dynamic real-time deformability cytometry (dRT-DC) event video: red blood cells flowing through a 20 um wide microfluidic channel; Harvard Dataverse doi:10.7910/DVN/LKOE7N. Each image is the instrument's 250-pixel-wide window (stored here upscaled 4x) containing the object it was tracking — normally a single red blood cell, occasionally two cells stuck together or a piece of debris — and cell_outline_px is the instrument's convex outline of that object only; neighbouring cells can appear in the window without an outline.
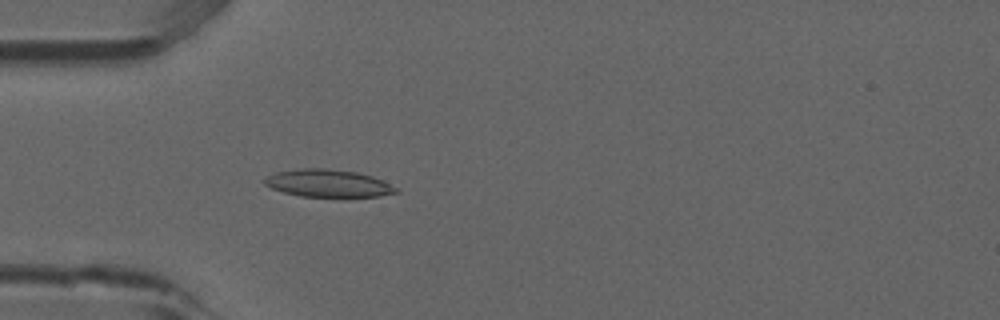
{"species": "common noctule bat (a hibernating species)", "species_latin": "Nyctalus noctula", "temperature_condition": "room temperature", "stored_images_in_passage": 53, "camera_frame_rate_fps": 3000, "um_per_image_px": 0.085, "animal": {"sex": "male", "forearm_length_mm": 52.5}, "frame": {"image": 1, "passage_image": 16, "time_ms": 5.0, "image_size_px": [1000, 320], "cell_outline_px": [[400, 192], [380, 196], [300, 196], [284, 192], [272, 188], [264, 184], [264, 180], [268, 176], [276, 172], [300, 168], [324, 168], [356, 172], [372, 176], [396, 188]], "centroid_in_image_um": [27.86, 15.57], "position_along_channel_um": 57.1, "area_um2": 20.69}}
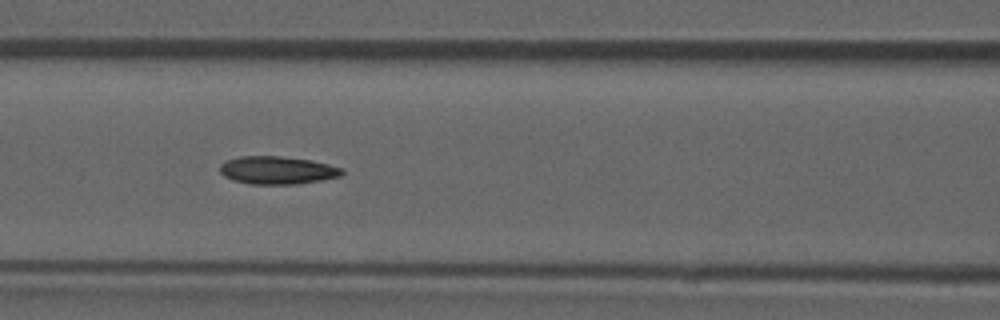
{"frame": {"image": 2, "passage_image": 23, "time_ms": 7.333, "image_size_px": [1000, 320], "cell_outline_px": [[344, 172], [340, 176], [320, 180], [296, 184], [248, 184], [232, 180], [224, 176], [220, 172], [220, 164], [228, 160], [240, 156], [280, 156], [312, 160], [344, 168]], "centroid_in_image_um": [23.57, 14.47], "position_along_channel_um": 143.0, "area_um2": 19.88}}
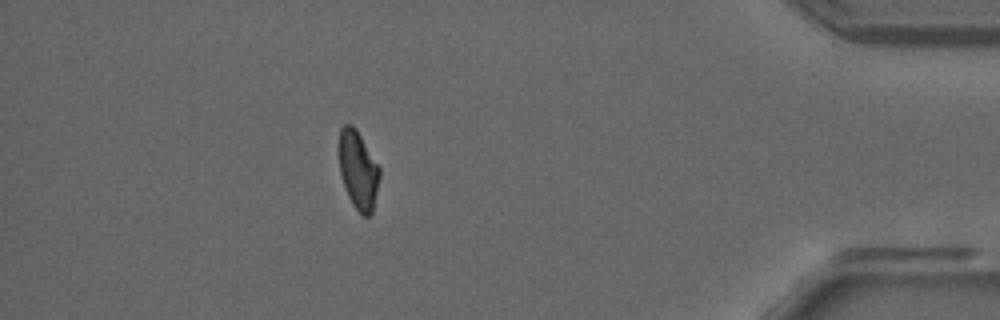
{"frame": {"image": 3, "passage_image": 47, "time_ms": 15.333, "image_size_px": [1000, 320], "cell_outline_px": [[380, 176], [372, 216], [364, 216], [352, 204], [348, 196], [340, 172], [340, 128], [344, 124], [352, 124], [356, 128], [380, 168]], "centroid_in_image_um": [30.47, 14.47], "position_along_channel_um": 404.7, "area_um2": 18.32}, "authors_computed_cell_mechanics": {"area_um2": 19.7676, "velocity_mm_per_s": 3.8831, "shape_relaxation_time_tau1_ms": null, "shape_relaxation_time_tau2_ms": 3.6364, "deformation_change_tau1": null, "deformation_change_tau2": 0.1027}}